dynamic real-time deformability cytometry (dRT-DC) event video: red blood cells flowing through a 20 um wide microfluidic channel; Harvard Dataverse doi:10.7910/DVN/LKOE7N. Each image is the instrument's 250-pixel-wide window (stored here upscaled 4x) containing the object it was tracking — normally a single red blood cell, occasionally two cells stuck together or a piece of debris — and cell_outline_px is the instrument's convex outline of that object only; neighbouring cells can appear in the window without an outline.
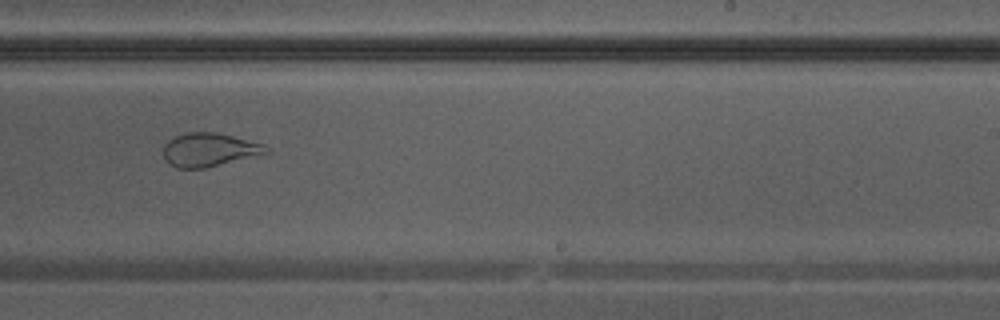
{"species": "Egyptian fruit bat (a non-hibernating species)", "species_latin": "Rousettus aegyptiacus", "temperature_condition": "warm", "stored_images_in_passage": 28, "camera_frame_rate_fps": 3000, "um_per_image_px": 0.085, "animal": {"sex": "male"}, "frame": {"image": 1, "passage_image": 13, "time_ms": 4.0, "image_size_px": [1000, 320], "cell_outline_px": [[272, 152], [256, 156], [204, 168], [176, 168], [168, 164], [164, 156], [164, 144], [168, 140], [184, 132], [212, 132], [232, 136], [264, 144], [272, 148]], "centroid_in_image_um": [17.81, 12.73], "position_along_channel_um": 271.2, "area_um2": 20.17}}